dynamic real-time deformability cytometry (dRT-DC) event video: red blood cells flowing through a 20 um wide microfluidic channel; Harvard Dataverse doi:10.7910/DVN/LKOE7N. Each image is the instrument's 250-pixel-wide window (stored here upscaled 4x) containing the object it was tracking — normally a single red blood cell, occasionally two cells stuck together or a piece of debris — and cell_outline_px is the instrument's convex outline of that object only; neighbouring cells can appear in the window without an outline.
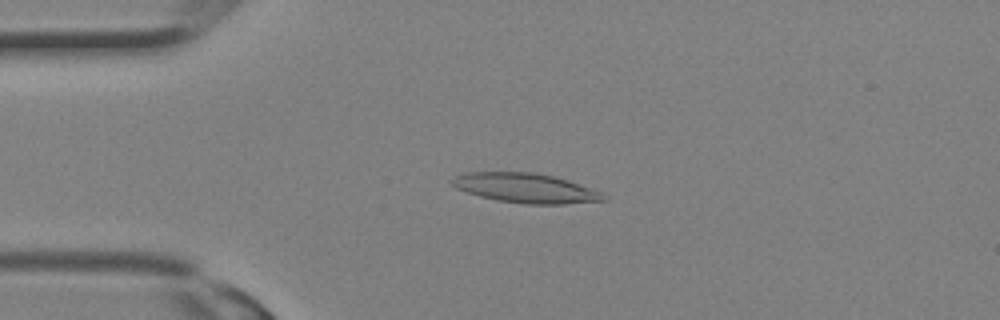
{"species": "Egyptian fruit bat (a non-hibernating species)", "species_latin": "Rousettus aegyptiacus", "temperature_condition": "room temperature", "stored_images_in_passage": 30, "camera_frame_rate_fps": 3000, "um_per_image_px": 0.085, "animal": {"sex": "female"}, "frame": {"image": 1, "passage_image": 7, "time_ms": 2.0, "image_size_px": [1000, 320], "cell_outline_px": [[608, 200], [564, 204], [524, 204], [496, 200], [480, 196], [456, 188], [448, 180], [456, 176], [468, 172], [532, 172], [552, 176], [568, 180], [600, 192], [608, 196]], "centroid_in_image_um": [44.67, 15.99], "position_along_channel_um": 40.3, "area_um2": 26.01}}
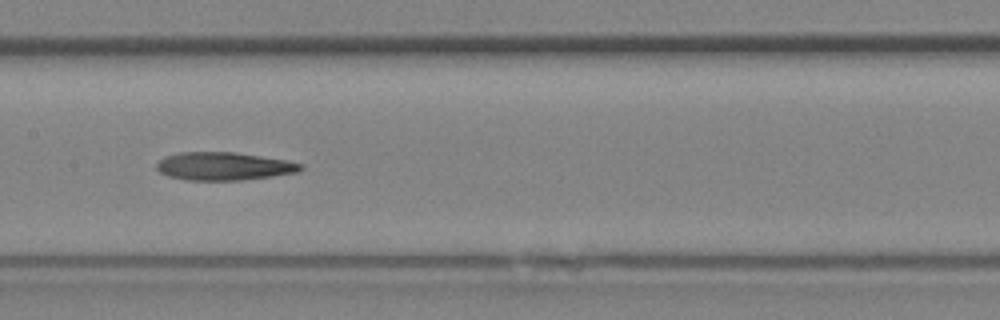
{"frame": {"image": 2, "passage_image": 15, "time_ms": 4.667, "image_size_px": [1000, 320], "cell_outline_px": [[304, 168], [296, 172], [272, 176], [240, 180], [188, 180], [168, 176], [160, 172], [156, 168], [156, 164], [164, 156], [180, 152], [236, 152], [288, 160], [304, 164]], "centroid_in_image_um": [19.03, 14.12], "position_along_channel_um": 188.4, "area_um2": 23.58}}
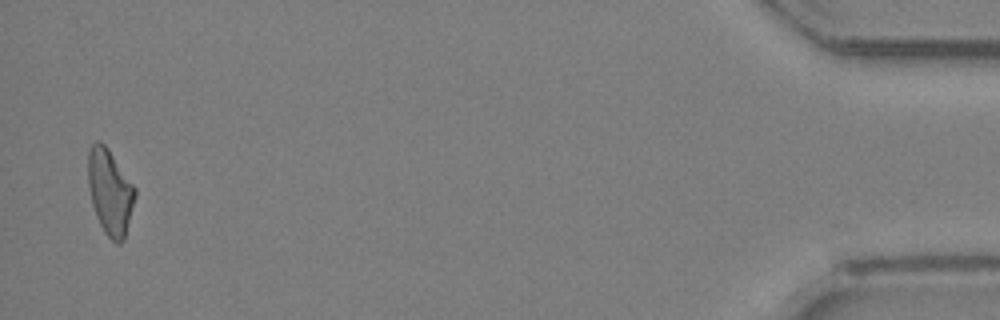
{"frame": {"image": 3, "passage_image": 30, "time_ms": 9.667, "image_size_px": [1000, 320], "cell_outline_px": [[136, 196], [124, 240], [120, 244], [116, 244], [104, 232], [96, 216], [92, 204], [88, 184], [88, 152], [92, 144], [96, 140], [100, 140], [108, 148], [136, 188]], "centroid_in_image_um": [9.35, 16.31], "position_along_channel_um": 425.8, "area_um2": 23.47}}